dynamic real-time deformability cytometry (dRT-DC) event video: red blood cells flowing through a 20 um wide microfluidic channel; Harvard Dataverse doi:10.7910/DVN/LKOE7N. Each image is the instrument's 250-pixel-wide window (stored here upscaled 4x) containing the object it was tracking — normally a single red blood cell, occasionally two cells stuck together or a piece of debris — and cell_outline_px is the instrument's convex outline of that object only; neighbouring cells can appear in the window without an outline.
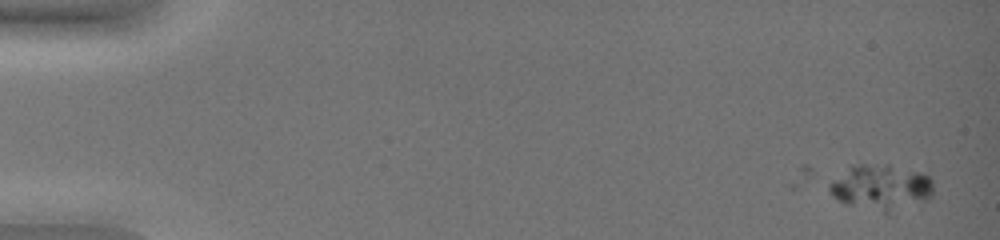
{"species": "common noctule bat (a hibernating species)", "species_latin": "Nyctalus noctula", "temperature_condition": "warm", "stored_images_in_passage": 4, "camera_frame_rate_fps": 3000, "um_per_image_px": 0.085, "animal": {"sex": "female", "body_mass_g": 19.0, "forearm_length_mm": 51.5}, "frame": {"image": 1, "passage_image": 2, "time_ms": 0.333, "image_size_px": [1000, 240], "cell_outline_px": [[932, 196], [920, 208], [888, 212], [884, 212], [844, 204], [832, 196], [828, 188], [828, 184], [848, 164], [888, 164], [920, 172], [928, 176], [932, 180]], "centroid_in_image_um": [74.91, 15.94], "position_along_channel_um": 10.1, "area_um2": 28.61}}